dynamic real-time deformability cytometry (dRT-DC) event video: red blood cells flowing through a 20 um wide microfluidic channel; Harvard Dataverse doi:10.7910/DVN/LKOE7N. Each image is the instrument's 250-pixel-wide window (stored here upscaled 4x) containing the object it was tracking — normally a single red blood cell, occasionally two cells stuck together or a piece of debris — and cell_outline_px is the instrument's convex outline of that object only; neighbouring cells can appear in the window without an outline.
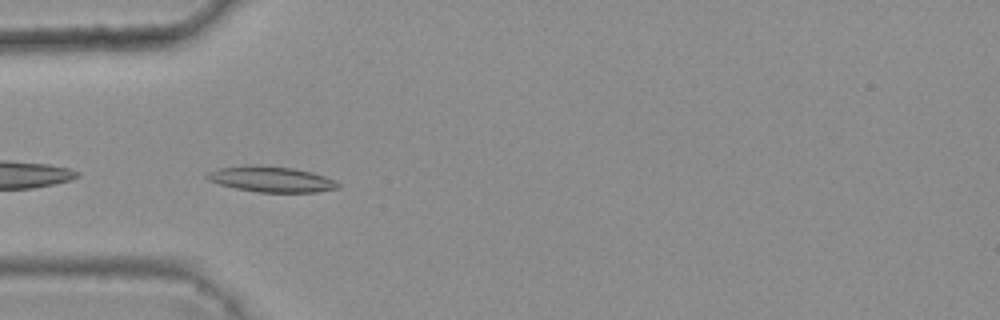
{"species": "common noctule bat (a hibernating species)", "species_latin": "Nyctalus noctula", "temperature_condition": "warm", "stored_images_in_passage": 5, "camera_frame_rate_fps": 3000, "um_per_image_px": 0.085, "animal": {"sex": "female", "body_mass_g": 25.1}, "frame": {"image": 1, "passage_image": 4, "time_ms": 1.0, "image_size_px": [1000, 320], "cell_outline_px": [[340, 188], [316, 192], [256, 192], [236, 188], [220, 184], [208, 180], [204, 176], [208, 172], [220, 168], [244, 164], [256, 164], [292, 168], [312, 172], [336, 180], [340, 184]], "centroid_in_image_um": [23.05, 15.22], "position_along_channel_um": 61.9, "area_um2": 19.77}}
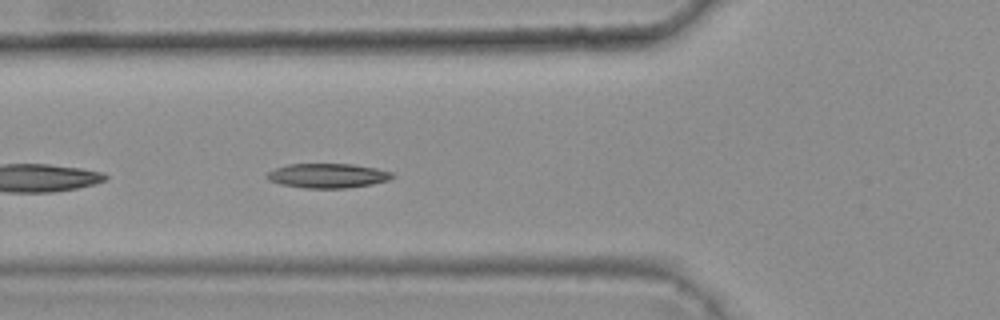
{"frame": {"image": 2, "passage_image": 5, "time_ms": 1.333, "image_size_px": [1000, 320], "cell_outline_px": [[396, 176], [388, 180], [372, 184], [344, 188], [304, 188], [280, 184], [268, 180], [264, 176], [268, 172], [276, 168], [288, 164], [352, 164], [376, 168], [392, 172]], "centroid_in_image_um": [27.84, 14.93], "position_along_channel_um": 98.0, "area_um2": 17.92}}